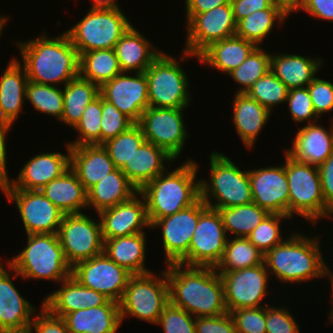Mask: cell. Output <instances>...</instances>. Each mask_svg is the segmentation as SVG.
<instances>
[{
	"mask_svg": "<svg viewBox=\"0 0 333 333\" xmlns=\"http://www.w3.org/2000/svg\"><path fill=\"white\" fill-rule=\"evenodd\" d=\"M330 125V129L326 130L315 121L306 126L304 124L297 131L292 147L285 152L299 162L318 167L333 153V123Z\"/></svg>",
	"mask_w": 333,
	"mask_h": 333,
	"instance_id": "obj_24",
	"label": "cell"
},
{
	"mask_svg": "<svg viewBox=\"0 0 333 333\" xmlns=\"http://www.w3.org/2000/svg\"><path fill=\"white\" fill-rule=\"evenodd\" d=\"M317 116L333 110V83L314 78L307 86Z\"/></svg>",
	"mask_w": 333,
	"mask_h": 333,
	"instance_id": "obj_53",
	"label": "cell"
},
{
	"mask_svg": "<svg viewBox=\"0 0 333 333\" xmlns=\"http://www.w3.org/2000/svg\"><path fill=\"white\" fill-rule=\"evenodd\" d=\"M122 72H145L152 61L162 52L155 49L134 25L122 35L114 46Z\"/></svg>",
	"mask_w": 333,
	"mask_h": 333,
	"instance_id": "obj_31",
	"label": "cell"
},
{
	"mask_svg": "<svg viewBox=\"0 0 333 333\" xmlns=\"http://www.w3.org/2000/svg\"><path fill=\"white\" fill-rule=\"evenodd\" d=\"M179 63L162 51L145 71L150 107L188 108L191 101L189 82Z\"/></svg>",
	"mask_w": 333,
	"mask_h": 333,
	"instance_id": "obj_10",
	"label": "cell"
},
{
	"mask_svg": "<svg viewBox=\"0 0 333 333\" xmlns=\"http://www.w3.org/2000/svg\"><path fill=\"white\" fill-rule=\"evenodd\" d=\"M330 316L328 317L330 319V323H333V309L330 311V313H328Z\"/></svg>",
	"mask_w": 333,
	"mask_h": 333,
	"instance_id": "obj_65",
	"label": "cell"
},
{
	"mask_svg": "<svg viewBox=\"0 0 333 333\" xmlns=\"http://www.w3.org/2000/svg\"><path fill=\"white\" fill-rule=\"evenodd\" d=\"M257 46L237 35L212 43L198 60L218 71L229 74L240 66Z\"/></svg>",
	"mask_w": 333,
	"mask_h": 333,
	"instance_id": "obj_33",
	"label": "cell"
},
{
	"mask_svg": "<svg viewBox=\"0 0 333 333\" xmlns=\"http://www.w3.org/2000/svg\"><path fill=\"white\" fill-rule=\"evenodd\" d=\"M322 193L327 206V218L333 216V153L318 166Z\"/></svg>",
	"mask_w": 333,
	"mask_h": 333,
	"instance_id": "obj_56",
	"label": "cell"
},
{
	"mask_svg": "<svg viewBox=\"0 0 333 333\" xmlns=\"http://www.w3.org/2000/svg\"><path fill=\"white\" fill-rule=\"evenodd\" d=\"M322 60L292 54H271L270 71L279 78L287 88L307 87L321 68Z\"/></svg>",
	"mask_w": 333,
	"mask_h": 333,
	"instance_id": "obj_34",
	"label": "cell"
},
{
	"mask_svg": "<svg viewBox=\"0 0 333 333\" xmlns=\"http://www.w3.org/2000/svg\"><path fill=\"white\" fill-rule=\"evenodd\" d=\"M92 4L97 6H109V7L119 6L116 0H93Z\"/></svg>",
	"mask_w": 333,
	"mask_h": 333,
	"instance_id": "obj_62",
	"label": "cell"
},
{
	"mask_svg": "<svg viewBox=\"0 0 333 333\" xmlns=\"http://www.w3.org/2000/svg\"><path fill=\"white\" fill-rule=\"evenodd\" d=\"M40 191L65 215L82 213L81 210L88 207L87 190L71 168Z\"/></svg>",
	"mask_w": 333,
	"mask_h": 333,
	"instance_id": "obj_32",
	"label": "cell"
},
{
	"mask_svg": "<svg viewBox=\"0 0 333 333\" xmlns=\"http://www.w3.org/2000/svg\"><path fill=\"white\" fill-rule=\"evenodd\" d=\"M195 333H237L230 313L216 317H197Z\"/></svg>",
	"mask_w": 333,
	"mask_h": 333,
	"instance_id": "obj_55",
	"label": "cell"
},
{
	"mask_svg": "<svg viewBox=\"0 0 333 333\" xmlns=\"http://www.w3.org/2000/svg\"><path fill=\"white\" fill-rule=\"evenodd\" d=\"M101 145L117 137L135 123L102 97Z\"/></svg>",
	"mask_w": 333,
	"mask_h": 333,
	"instance_id": "obj_48",
	"label": "cell"
},
{
	"mask_svg": "<svg viewBox=\"0 0 333 333\" xmlns=\"http://www.w3.org/2000/svg\"><path fill=\"white\" fill-rule=\"evenodd\" d=\"M208 206L199 198L193 205L179 212L157 219L151 228H161L165 263H178L189 251V245L200 214Z\"/></svg>",
	"mask_w": 333,
	"mask_h": 333,
	"instance_id": "obj_18",
	"label": "cell"
},
{
	"mask_svg": "<svg viewBox=\"0 0 333 333\" xmlns=\"http://www.w3.org/2000/svg\"><path fill=\"white\" fill-rule=\"evenodd\" d=\"M291 237L276 245L264 255L269 274L282 283L307 282L324 278V263L318 237L291 233Z\"/></svg>",
	"mask_w": 333,
	"mask_h": 333,
	"instance_id": "obj_4",
	"label": "cell"
},
{
	"mask_svg": "<svg viewBox=\"0 0 333 333\" xmlns=\"http://www.w3.org/2000/svg\"><path fill=\"white\" fill-rule=\"evenodd\" d=\"M160 273L162 276L159 277L153 272L130 277L119 302L122 322L125 316L131 315L157 325L163 308L169 303L166 269Z\"/></svg>",
	"mask_w": 333,
	"mask_h": 333,
	"instance_id": "obj_9",
	"label": "cell"
},
{
	"mask_svg": "<svg viewBox=\"0 0 333 333\" xmlns=\"http://www.w3.org/2000/svg\"><path fill=\"white\" fill-rule=\"evenodd\" d=\"M217 210L222 217L226 233L231 232L236 237L246 238L269 214L254 202Z\"/></svg>",
	"mask_w": 333,
	"mask_h": 333,
	"instance_id": "obj_41",
	"label": "cell"
},
{
	"mask_svg": "<svg viewBox=\"0 0 333 333\" xmlns=\"http://www.w3.org/2000/svg\"><path fill=\"white\" fill-rule=\"evenodd\" d=\"M169 302L197 317L228 313L220 274L212 267L166 265Z\"/></svg>",
	"mask_w": 333,
	"mask_h": 333,
	"instance_id": "obj_1",
	"label": "cell"
},
{
	"mask_svg": "<svg viewBox=\"0 0 333 333\" xmlns=\"http://www.w3.org/2000/svg\"><path fill=\"white\" fill-rule=\"evenodd\" d=\"M165 161L168 165L176 160L165 149L145 141L125 163L121 171L139 191L168 169L165 167Z\"/></svg>",
	"mask_w": 333,
	"mask_h": 333,
	"instance_id": "obj_26",
	"label": "cell"
},
{
	"mask_svg": "<svg viewBox=\"0 0 333 333\" xmlns=\"http://www.w3.org/2000/svg\"><path fill=\"white\" fill-rule=\"evenodd\" d=\"M234 95L233 124L243 144L248 149H252L257 136L262 132V128L272 113L246 93H235Z\"/></svg>",
	"mask_w": 333,
	"mask_h": 333,
	"instance_id": "obj_30",
	"label": "cell"
},
{
	"mask_svg": "<svg viewBox=\"0 0 333 333\" xmlns=\"http://www.w3.org/2000/svg\"><path fill=\"white\" fill-rule=\"evenodd\" d=\"M133 75L120 73L104 83L99 88V94L134 123H139L142 113L150 107L148 83L145 72H135Z\"/></svg>",
	"mask_w": 333,
	"mask_h": 333,
	"instance_id": "obj_19",
	"label": "cell"
},
{
	"mask_svg": "<svg viewBox=\"0 0 333 333\" xmlns=\"http://www.w3.org/2000/svg\"><path fill=\"white\" fill-rule=\"evenodd\" d=\"M25 97L34 109L61 120L63 114V89L28 80Z\"/></svg>",
	"mask_w": 333,
	"mask_h": 333,
	"instance_id": "obj_43",
	"label": "cell"
},
{
	"mask_svg": "<svg viewBox=\"0 0 333 333\" xmlns=\"http://www.w3.org/2000/svg\"><path fill=\"white\" fill-rule=\"evenodd\" d=\"M145 141L141 126L135 123L129 129L117 137L107 140L102 145L108 151L115 168L121 169Z\"/></svg>",
	"mask_w": 333,
	"mask_h": 333,
	"instance_id": "obj_45",
	"label": "cell"
},
{
	"mask_svg": "<svg viewBox=\"0 0 333 333\" xmlns=\"http://www.w3.org/2000/svg\"><path fill=\"white\" fill-rule=\"evenodd\" d=\"M264 262V254L246 237L227 240L217 272H230L251 268Z\"/></svg>",
	"mask_w": 333,
	"mask_h": 333,
	"instance_id": "obj_40",
	"label": "cell"
},
{
	"mask_svg": "<svg viewBox=\"0 0 333 333\" xmlns=\"http://www.w3.org/2000/svg\"><path fill=\"white\" fill-rule=\"evenodd\" d=\"M122 73L114 49H100L79 55V76L99 88Z\"/></svg>",
	"mask_w": 333,
	"mask_h": 333,
	"instance_id": "obj_37",
	"label": "cell"
},
{
	"mask_svg": "<svg viewBox=\"0 0 333 333\" xmlns=\"http://www.w3.org/2000/svg\"><path fill=\"white\" fill-rule=\"evenodd\" d=\"M195 317L170 302L163 308L157 322L164 333H195Z\"/></svg>",
	"mask_w": 333,
	"mask_h": 333,
	"instance_id": "obj_49",
	"label": "cell"
},
{
	"mask_svg": "<svg viewBox=\"0 0 333 333\" xmlns=\"http://www.w3.org/2000/svg\"><path fill=\"white\" fill-rule=\"evenodd\" d=\"M131 25L119 6L92 5L88 13L66 33L80 55L87 51L114 49Z\"/></svg>",
	"mask_w": 333,
	"mask_h": 333,
	"instance_id": "obj_7",
	"label": "cell"
},
{
	"mask_svg": "<svg viewBox=\"0 0 333 333\" xmlns=\"http://www.w3.org/2000/svg\"><path fill=\"white\" fill-rule=\"evenodd\" d=\"M71 276L83 286L119 303L132 274L103 252L75 264Z\"/></svg>",
	"mask_w": 333,
	"mask_h": 333,
	"instance_id": "obj_15",
	"label": "cell"
},
{
	"mask_svg": "<svg viewBox=\"0 0 333 333\" xmlns=\"http://www.w3.org/2000/svg\"><path fill=\"white\" fill-rule=\"evenodd\" d=\"M326 276L330 279L329 281H331V289L333 292V272L330 271V267L328 268V265L325 262L324 263V277L326 278ZM331 301H332L331 303H333V298H331ZM332 306H333V304H332Z\"/></svg>",
	"mask_w": 333,
	"mask_h": 333,
	"instance_id": "obj_63",
	"label": "cell"
},
{
	"mask_svg": "<svg viewBox=\"0 0 333 333\" xmlns=\"http://www.w3.org/2000/svg\"><path fill=\"white\" fill-rule=\"evenodd\" d=\"M253 202L269 213L289 216V189L285 164L249 170Z\"/></svg>",
	"mask_w": 333,
	"mask_h": 333,
	"instance_id": "obj_20",
	"label": "cell"
},
{
	"mask_svg": "<svg viewBox=\"0 0 333 333\" xmlns=\"http://www.w3.org/2000/svg\"><path fill=\"white\" fill-rule=\"evenodd\" d=\"M284 218L290 220L287 215L269 213L247 238L265 255L285 240L282 237L280 227V222Z\"/></svg>",
	"mask_w": 333,
	"mask_h": 333,
	"instance_id": "obj_47",
	"label": "cell"
},
{
	"mask_svg": "<svg viewBox=\"0 0 333 333\" xmlns=\"http://www.w3.org/2000/svg\"><path fill=\"white\" fill-rule=\"evenodd\" d=\"M273 2L286 16L301 11L305 4V0H273Z\"/></svg>",
	"mask_w": 333,
	"mask_h": 333,
	"instance_id": "obj_61",
	"label": "cell"
},
{
	"mask_svg": "<svg viewBox=\"0 0 333 333\" xmlns=\"http://www.w3.org/2000/svg\"><path fill=\"white\" fill-rule=\"evenodd\" d=\"M9 18L0 15V36L2 35L3 28Z\"/></svg>",
	"mask_w": 333,
	"mask_h": 333,
	"instance_id": "obj_64",
	"label": "cell"
},
{
	"mask_svg": "<svg viewBox=\"0 0 333 333\" xmlns=\"http://www.w3.org/2000/svg\"><path fill=\"white\" fill-rule=\"evenodd\" d=\"M60 283L61 288L42 301V305L56 316L63 317L73 311L105 305L110 300L104 294L83 286L72 276Z\"/></svg>",
	"mask_w": 333,
	"mask_h": 333,
	"instance_id": "obj_25",
	"label": "cell"
},
{
	"mask_svg": "<svg viewBox=\"0 0 333 333\" xmlns=\"http://www.w3.org/2000/svg\"><path fill=\"white\" fill-rule=\"evenodd\" d=\"M271 68V54L264 51L263 47H256L244 62L229 75L235 82L242 86L236 93L245 94L250 87Z\"/></svg>",
	"mask_w": 333,
	"mask_h": 333,
	"instance_id": "obj_42",
	"label": "cell"
},
{
	"mask_svg": "<svg viewBox=\"0 0 333 333\" xmlns=\"http://www.w3.org/2000/svg\"><path fill=\"white\" fill-rule=\"evenodd\" d=\"M288 102L289 112L292 120L297 123L307 121L308 124L312 123L313 118L315 122H319V117L314 111L313 103L307 87L293 88L288 91L286 99Z\"/></svg>",
	"mask_w": 333,
	"mask_h": 333,
	"instance_id": "obj_50",
	"label": "cell"
},
{
	"mask_svg": "<svg viewBox=\"0 0 333 333\" xmlns=\"http://www.w3.org/2000/svg\"><path fill=\"white\" fill-rule=\"evenodd\" d=\"M138 192L121 169L116 168L87 191L88 207L92 206L99 213L131 199Z\"/></svg>",
	"mask_w": 333,
	"mask_h": 333,
	"instance_id": "obj_36",
	"label": "cell"
},
{
	"mask_svg": "<svg viewBox=\"0 0 333 333\" xmlns=\"http://www.w3.org/2000/svg\"><path fill=\"white\" fill-rule=\"evenodd\" d=\"M8 201L15 202L26 234H57L64 213L40 190L1 189Z\"/></svg>",
	"mask_w": 333,
	"mask_h": 333,
	"instance_id": "obj_17",
	"label": "cell"
},
{
	"mask_svg": "<svg viewBox=\"0 0 333 333\" xmlns=\"http://www.w3.org/2000/svg\"><path fill=\"white\" fill-rule=\"evenodd\" d=\"M70 168L87 191L116 169L108 151L96 144L70 147Z\"/></svg>",
	"mask_w": 333,
	"mask_h": 333,
	"instance_id": "obj_27",
	"label": "cell"
},
{
	"mask_svg": "<svg viewBox=\"0 0 333 333\" xmlns=\"http://www.w3.org/2000/svg\"><path fill=\"white\" fill-rule=\"evenodd\" d=\"M237 23L234 20L231 3L196 14L187 23L186 48L181 59L198 56L212 43L236 35Z\"/></svg>",
	"mask_w": 333,
	"mask_h": 333,
	"instance_id": "obj_13",
	"label": "cell"
},
{
	"mask_svg": "<svg viewBox=\"0 0 333 333\" xmlns=\"http://www.w3.org/2000/svg\"><path fill=\"white\" fill-rule=\"evenodd\" d=\"M230 3L236 23L253 12L270 8L274 4L273 0H231Z\"/></svg>",
	"mask_w": 333,
	"mask_h": 333,
	"instance_id": "obj_57",
	"label": "cell"
},
{
	"mask_svg": "<svg viewBox=\"0 0 333 333\" xmlns=\"http://www.w3.org/2000/svg\"><path fill=\"white\" fill-rule=\"evenodd\" d=\"M95 221L83 212L64 215L57 234L71 267L103 253L101 222Z\"/></svg>",
	"mask_w": 333,
	"mask_h": 333,
	"instance_id": "obj_11",
	"label": "cell"
},
{
	"mask_svg": "<svg viewBox=\"0 0 333 333\" xmlns=\"http://www.w3.org/2000/svg\"><path fill=\"white\" fill-rule=\"evenodd\" d=\"M183 109L148 107L141 116L139 125L145 140L165 149L175 159L183 151L188 136L184 125Z\"/></svg>",
	"mask_w": 333,
	"mask_h": 333,
	"instance_id": "obj_14",
	"label": "cell"
},
{
	"mask_svg": "<svg viewBox=\"0 0 333 333\" xmlns=\"http://www.w3.org/2000/svg\"><path fill=\"white\" fill-rule=\"evenodd\" d=\"M226 234L219 211L207 207L199 216L188 253L178 263L216 268L226 247Z\"/></svg>",
	"mask_w": 333,
	"mask_h": 333,
	"instance_id": "obj_12",
	"label": "cell"
},
{
	"mask_svg": "<svg viewBox=\"0 0 333 333\" xmlns=\"http://www.w3.org/2000/svg\"><path fill=\"white\" fill-rule=\"evenodd\" d=\"M66 147V155L45 152L30 158L19 171L17 179H10L0 189L40 190L70 168V146L66 144Z\"/></svg>",
	"mask_w": 333,
	"mask_h": 333,
	"instance_id": "obj_22",
	"label": "cell"
},
{
	"mask_svg": "<svg viewBox=\"0 0 333 333\" xmlns=\"http://www.w3.org/2000/svg\"><path fill=\"white\" fill-rule=\"evenodd\" d=\"M237 333H266V306L230 312Z\"/></svg>",
	"mask_w": 333,
	"mask_h": 333,
	"instance_id": "obj_51",
	"label": "cell"
},
{
	"mask_svg": "<svg viewBox=\"0 0 333 333\" xmlns=\"http://www.w3.org/2000/svg\"><path fill=\"white\" fill-rule=\"evenodd\" d=\"M33 316L28 333H70L62 317L52 314L45 306Z\"/></svg>",
	"mask_w": 333,
	"mask_h": 333,
	"instance_id": "obj_54",
	"label": "cell"
},
{
	"mask_svg": "<svg viewBox=\"0 0 333 333\" xmlns=\"http://www.w3.org/2000/svg\"><path fill=\"white\" fill-rule=\"evenodd\" d=\"M28 80L46 85H66L79 76V54L65 31L56 37L17 42Z\"/></svg>",
	"mask_w": 333,
	"mask_h": 333,
	"instance_id": "obj_2",
	"label": "cell"
},
{
	"mask_svg": "<svg viewBox=\"0 0 333 333\" xmlns=\"http://www.w3.org/2000/svg\"><path fill=\"white\" fill-rule=\"evenodd\" d=\"M102 96L99 94L85 108L82 117L73 127L79 137L68 142L70 147L80 145H101Z\"/></svg>",
	"mask_w": 333,
	"mask_h": 333,
	"instance_id": "obj_44",
	"label": "cell"
},
{
	"mask_svg": "<svg viewBox=\"0 0 333 333\" xmlns=\"http://www.w3.org/2000/svg\"><path fill=\"white\" fill-rule=\"evenodd\" d=\"M62 318L70 333H117L122 324L119 303L113 300L73 311Z\"/></svg>",
	"mask_w": 333,
	"mask_h": 333,
	"instance_id": "obj_28",
	"label": "cell"
},
{
	"mask_svg": "<svg viewBox=\"0 0 333 333\" xmlns=\"http://www.w3.org/2000/svg\"><path fill=\"white\" fill-rule=\"evenodd\" d=\"M198 172L197 163L187 159L172 172H163L139 190L146 203L150 226L157 219L171 216L200 198Z\"/></svg>",
	"mask_w": 333,
	"mask_h": 333,
	"instance_id": "obj_3",
	"label": "cell"
},
{
	"mask_svg": "<svg viewBox=\"0 0 333 333\" xmlns=\"http://www.w3.org/2000/svg\"><path fill=\"white\" fill-rule=\"evenodd\" d=\"M218 273L221 276L225 303L229 313L240 308H256L266 305L261 302L268 295L269 272L264 262L251 268Z\"/></svg>",
	"mask_w": 333,
	"mask_h": 333,
	"instance_id": "obj_16",
	"label": "cell"
},
{
	"mask_svg": "<svg viewBox=\"0 0 333 333\" xmlns=\"http://www.w3.org/2000/svg\"><path fill=\"white\" fill-rule=\"evenodd\" d=\"M98 216L103 240L142 233L144 227L150 228L146 203L139 192L125 202L100 211Z\"/></svg>",
	"mask_w": 333,
	"mask_h": 333,
	"instance_id": "obj_21",
	"label": "cell"
},
{
	"mask_svg": "<svg viewBox=\"0 0 333 333\" xmlns=\"http://www.w3.org/2000/svg\"><path fill=\"white\" fill-rule=\"evenodd\" d=\"M210 182L200 179V198L213 209L232 208L253 202L249 170L242 171L227 156L210 154ZM216 200L213 203L211 200Z\"/></svg>",
	"mask_w": 333,
	"mask_h": 333,
	"instance_id": "obj_6",
	"label": "cell"
},
{
	"mask_svg": "<svg viewBox=\"0 0 333 333\" xmlns=\"http://www.w3.org/2000/svg\"><path fill=\"white\" fill-rule=\"evenodd\" d=\"M15 277L61 282L71 276L58 234H28L27 246L7 263Z\"/></svg>",
	"mask_w": 333,
	"mask_h": 333,
	"instance_id": "obj_5",
	"label": "cell"
},
{
	"mask_svg": "<svg viewBox=\"0 0 333 333\" xmlns=\"http://www.w3.org/2000/svg\"><path fill=\"white\" fill-rule=\"evenodd\" d=\"M17 58L11 59L0 77V121L13 125L26 100L28 77Z\"/></svg>",
	"mask_w": 333,
	"mask_h": 333,
	"instance_id": "obj_29",
	"label": "cell"
},
{
	"mask_svg": "<svg viewBox=\"0 0 333 333\" xmlns=\"http://www.w3.org/2000/svg\"><path fill=\"white\" fill-rule=\"evenodd\" d=\"M8 271L0 261V333H28L35 307L16 289Z\"/></svg>",
	"mask_w": 333,
	"mask_h": 333,
	"instance_id": "obj_23",
	"label": "cell"
},
{
	"mask_svg": "<svg viewBox=\"0 0 333 333\" xmlns=\"http://www.w3.org/2000/svg\"><path fill=\"white\" fill-rule=\"evenodd\" d=\"M99 95V87L78 76L63 88V114L60 122L72 128L82 117L86 106Z\"/></svg>",
	"mask_w": 333,
	"mask_h": 333,
	"instance_id": "obj_38",
	"label": "cell"
},
{
	"mask_svg": "<svg viewBox=\"0 0 333 333\" xmlns=\"http://www.w3.org/2000/svg\"><path fill=\"white\" fill-rule=\"evenodd\" d=\"M266 305V333H300L299 325L286 307Z\"/></svg>",
	"mask_w": 333,
	"mask_h": 333,
	"instance_id": "obj_52",
	"label": "cell"
},
{
	"mask_svg": "<svg viewBox=\"0 0 333 333\" xmlns=\"http://www.w3.org/2000/svg\"><path fill=\"white\" fill-rule=\"evenodd\" d=\"M289 189V217L294 214L317 223L327 218V206L317 166L299 162L284 152Z\"/></svg>",
	"mask_w": 333,
	"mask_h": 333,
	"instance_id": "obj_8",
	"label": "cell"
},
{
	"mask_svg": "<svg viewBox=\"0 0 333 333\" xmlns=\"http://www.w3.org/2000/svg\"><path fill=\"white\" fill-rule=\"evenodd\" d=\"M231 0H185L186 24L196 15L228 4Z\"/></svg>",
	"mask_w": 333,
	"mask_h": 333,
	"instance_id": "obj_59",
	"label": "cell"
},
{
	"mask_svg": "<svg viewBox=\"0 0 333 333\" xmlns=\"http://www.w3.org/2000/svg\"><path fill=\"white\" fill-rule=\"evenodd\" d=\"M103 252L132 275L147 274L145 232L103 240Z\"/></svg>",
	"mask_w": 333,
	"mask_h": 333,
	"instance_id": "obj_35",
	"label": "cell"
},
{
	"mask_svg": "<svg viewBox=\"0 0 333 333\" xmlns=\"http://www.w3.org/2000/svg\"><path fill=\"white\" fill-rule=\"evenodd\" d=\"M286 17L288 16L274 3L270 8L255 11L240 20L237 23L236 35L260 47L265 38L270 35L276 22L282 25Z\"/></svg>",
	"mask_w": 333,
	"mask_h": 333,
	"instance_id": "obj_39",
	"label": "cell"
},
{
	"mask_svg": "<svg viewBox=\"0 0 333 333\" xmlns=\"http://www.w3.org/2000/svg\"><path fill=\"white\" fill-rule=\"evenodd\" d=\"M11 127V124L0 121V187L10 181L6 168L8 154L6 150V136H8L7 133H9Z\"/></svg>",
	"mask_w": 333,
	"mask_h": 333,
	"instance_id": "obj_60",
	"label": "cell"
},
{
	"mask_svg": "<svg viewBox=\"0 0 333 333\" xmlns=\"http://www.w3.org/2000/svg\"><path fill=\"white\" fill-rule=\"evenodd\" d=\"M301 10L312 17L333 22V0H305Z\"/></svg>",
	"mask_w": 333,
	"mask_h": 333,
	"instance_id": "obj_58",
	"label": "cell"
},
{
	"mask_svg": "<svg viewBox=\"0 0 333 333\" xmlns=\"http://www.w3.org/2000/svg\"><path fill=\"white\" fill-rule=\"evenodd\" d=\"M289 89L271 71L260 77L247 91L263 107L272 112V108L286 102Z\"/></svg>",
	"mask_w": 333,
	"mask_h": 333,
	"instance_id": "obj_46",
	"label": "cell"
}]
</instances>
